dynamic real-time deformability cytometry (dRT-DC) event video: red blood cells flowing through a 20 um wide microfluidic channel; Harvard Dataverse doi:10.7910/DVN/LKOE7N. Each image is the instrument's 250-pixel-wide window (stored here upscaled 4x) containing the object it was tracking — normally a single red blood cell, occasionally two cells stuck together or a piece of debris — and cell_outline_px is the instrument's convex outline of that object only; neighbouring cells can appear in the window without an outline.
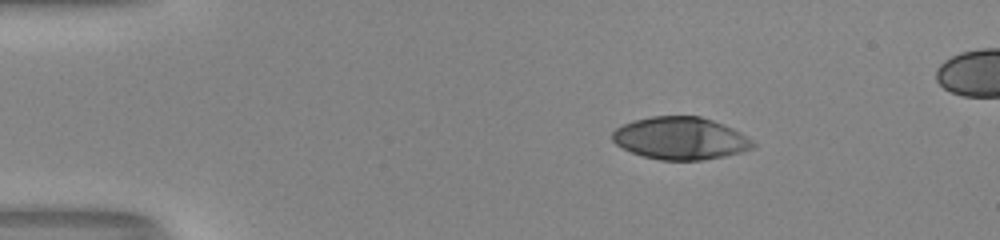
{"species": "human", "species_latin": "Homo sapiens", "temperature_condition": "room temperature", "stored_images_in_passage": 45, "segment_of_instrument_passage": [1, 2], "camera_frame_rate_fps": 3000, "um_per_image_px": 0.085, "donor": {"sex": "male"}, "frame": {"image": 1, "passage_image": 1, "time_ms": 0.0, "image_size_px": [1000, 240], "cell_outline_px": [[756, 148], [724, 156], [700, 160], [660, 160], [644, 156], [632, 152], [616, 144], [612, 140], [612, 132], [616, 128], [632, 120], [652, 116], [700, 116], [724, 124], [740, 132], [752, 140], [756, 144]], "centroid_in_image_um": [57.85, 11.75], "position_along_channel_um": 27.2, "area_um2": 34.74}}
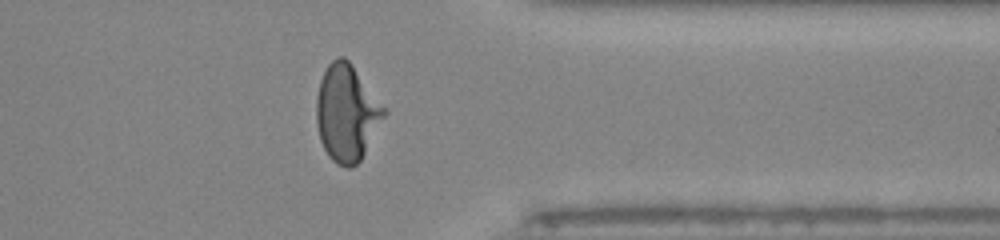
{"frame": {"image": 2, "passage_image": 34, "time_ms": 11.0, "image_size_px": [1000, 240], "cell_outline_px": [[388, 112], [360, 160], [356, 164], [348, 168], [336, 164], [328, 156], [320, 140], [316, 124], [316, 96], [320, 80], [328, 64], [336, 56], [344, 56], [348, 60]], "centroid_in_image_um": [29.44, 9.61], "position_along_channel_um": 382.0, "area_um2": 37.86}}
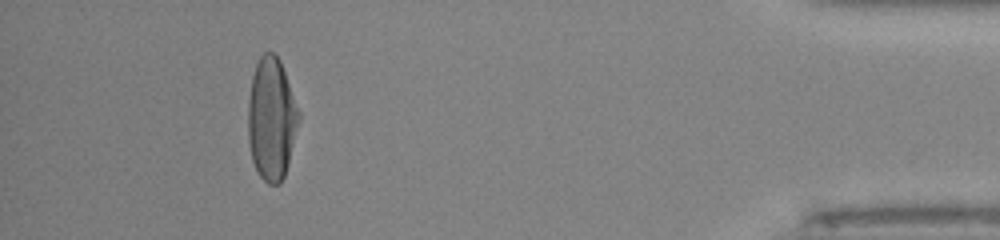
{"frame": {"image": 3, "passage_image": 40, "time_ms": 13.0, "image_size_px": [1000, 240], "cell_outline_px": [[300, 120], [288, 164], [284, 176], [280, 184], [268, 184], [256, 172], [252, 160], [248, 140], [248, 100], [252, 76], [256, 64], [260, 56], [264, 52], [272, 52], [280, 60], [300, 112]], "centroid_in_image_um": [23.07, 10.12], "position_along_channel_um": 412.1, "area_um2": 36.41}}